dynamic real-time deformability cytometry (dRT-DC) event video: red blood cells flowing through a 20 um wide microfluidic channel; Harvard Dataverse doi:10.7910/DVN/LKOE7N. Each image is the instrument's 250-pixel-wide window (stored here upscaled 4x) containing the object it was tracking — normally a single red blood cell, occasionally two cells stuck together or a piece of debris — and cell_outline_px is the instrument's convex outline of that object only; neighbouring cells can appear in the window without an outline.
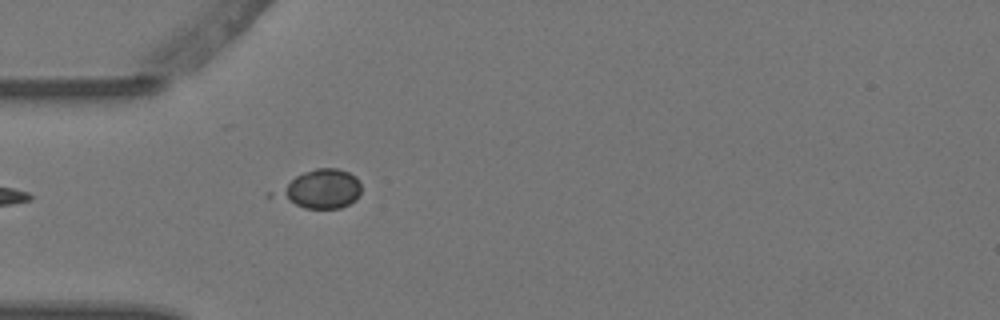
{"species": "Egyptian fruit bat (a non-hibernating species)", "species_latin": "Rousettus aegyptiacus", "temperature_condition": "warm", "stored_images_in_passage": 4, "camera_frame_rate_fps": 3000, "um_per_image_px": 0.085, "animal": {"sex": "female"}, "frame": {"image": 1, "passage_image": 4, "time_ms": 1.0, "image_size_px": [1000, 320], "cell_outline_px": [[360, 196], [356, 200], [340, 208], [304, 208], [296, 204], [284, 196], [280, 192], [296, 176], [304, 172], [316, 168], [336, 168], [348, 172], [356, 176], [360, 180]], "centroid_in_image_um": [27.48, 16.04], "position_along_channel_um": 57.5, "area_um2": 17.98}}